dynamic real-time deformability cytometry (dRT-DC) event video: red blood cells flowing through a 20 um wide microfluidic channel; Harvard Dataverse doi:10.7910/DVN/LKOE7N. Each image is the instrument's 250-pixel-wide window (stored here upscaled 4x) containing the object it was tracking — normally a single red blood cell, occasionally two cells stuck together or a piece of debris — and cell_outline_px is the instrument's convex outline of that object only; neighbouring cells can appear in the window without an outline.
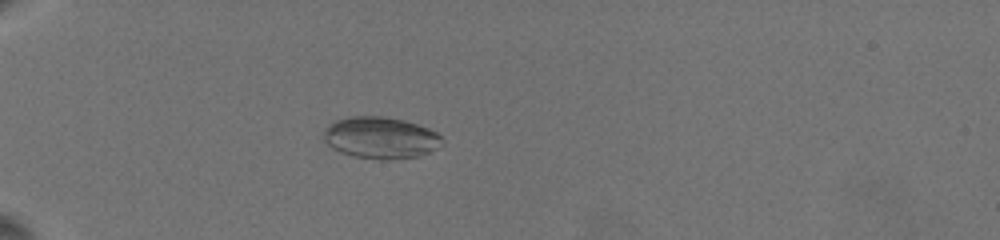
{"species": "common noctule bat (a hibernating species)", "species_latin": "Nyctalus noctula", "temperature_condition": "warm", "stored_images_in_passage": 38, "camera_frame_rate_fps": 3000, "um_per_image_px": 0.085, "animal": {"sex": "female", "body_mass_g": 19.5, "forearm_length_mm": 54.1}, "frame": {"image": 1, "passage_image": 7, "time_ms": 4.667, "image_size_px": [1000, 240], "cell_outline_px": [[444, 144], [420, 156], [392, 160], [380, 160], [352, 156], [340, 152], [332, 148], [324, 140], [324, 128], [328, 124], [336, 120], [348, 116], [384, 116], [404, 120], [428, 128], [436, 132], [444, 140]], "centroid_in_image_um": [32.34, 11.71], "position_along_channel_um": 52.7, "area_um2": 29.13}}
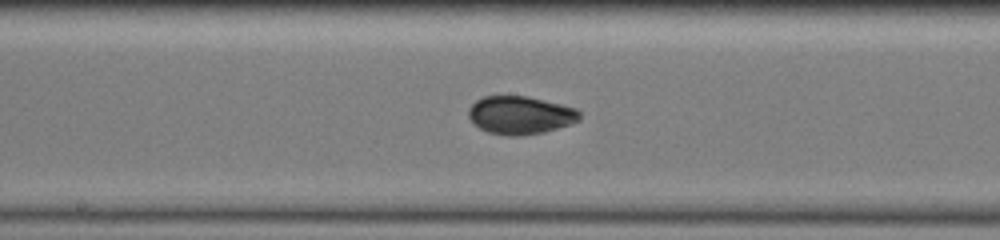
{"frame": {"image": 2, "passage_image": 20, "time_ms": 10.0, "image_size_px": [1000, 240], "cell_outline_px": [[580, 120], [544, 132], [520, 136], [504, 136], [488, 132], [472, 124], [468, 116], [468, 108], [476, 100], [484, 96], [528, 96], [576, 108], [580, 112]], "centroid_in_image_um": [44.18, 9.79], "position_along_channel_um": 204.0, "area_um2": 24.74}}
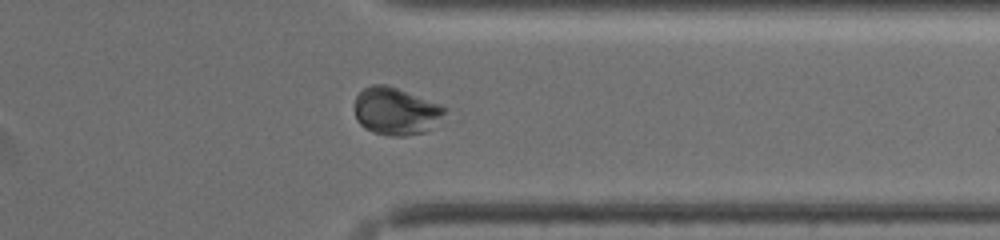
{"frame": {"image": 3, "passage_image": 33, "time_ms": 15.0, "image_size_px": [1000, 240], "cell_outline_px": [[448, 108], [424, 132], [404, 136], [388, 136], [372, 132], [364, 128], [356, 120], [356, 96], [364, 88], [372, 84], [384, 84], [396, 88], [440, 104]], "centroid_in_image_um": [33.59, 9.45], "position_along_channel_um": 377.8, "area_um2": 24.39}}